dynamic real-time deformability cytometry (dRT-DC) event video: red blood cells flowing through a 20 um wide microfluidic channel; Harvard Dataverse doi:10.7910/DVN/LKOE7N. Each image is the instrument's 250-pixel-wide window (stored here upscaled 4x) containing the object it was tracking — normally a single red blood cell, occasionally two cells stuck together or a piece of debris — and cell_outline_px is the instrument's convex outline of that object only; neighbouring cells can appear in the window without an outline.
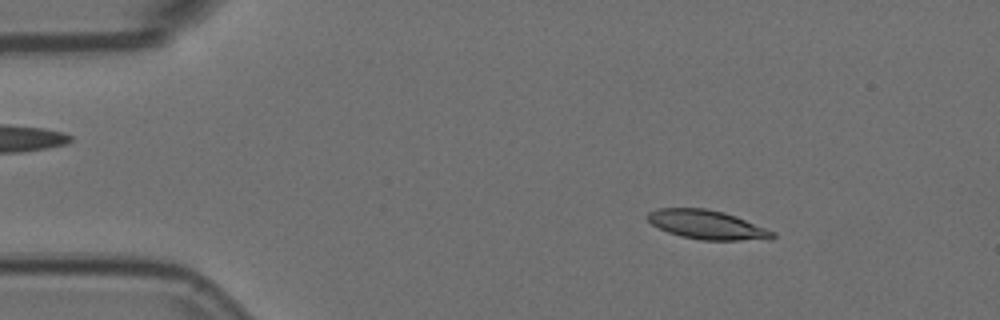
{"species": "Egyptian fruit bat (a non-hibernating species)", "species_latin": "Rousettus aegyptiacus", "temperature_condition": "room temperature", "stored_images_in_passage": 56, "camera_frame_rate_fps": 3000, "um_per_image_px": 0.085, "animal": {"sex": "female"}, "frame": {"image": 1, "passage_image": 8, "time_ms": 2.333, "image_size_px": [1000, 320], "cell_outline_px": [[776, 236], [772, 240], [700, 240], [680, 236], [668, 232], [652, 224], [648, 220], [648, 212], [656, 208], [704, 208], [724, 212], [736, 216], [776, 232]], "centroid_in_image_um": [60.15, 19.11], "position_along_channel_um": 24.9, "area_um2": 21.27}}
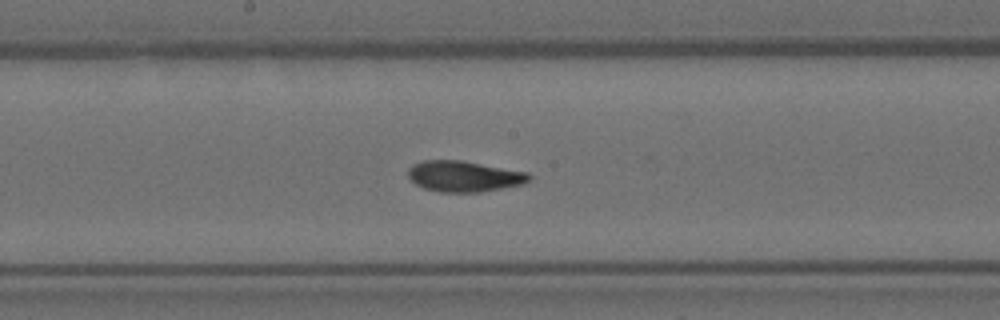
{"frame": {"image": 2, "passage_image": 29, "time_ms": 9.333, "image_size_px": [1000, 320], "cell_outline_px": [[532, 176], [524, 184], [480, 192], [440, 192], [424, 188], [416, 184], [408, 176], [408, 168], [412, 164], [424, 160], [464, 160], [528, 172]], "centroid_in_image_um": [39.45, 14.97], "position_along_channel_um": 208.8, "area_um2": 21.91}}
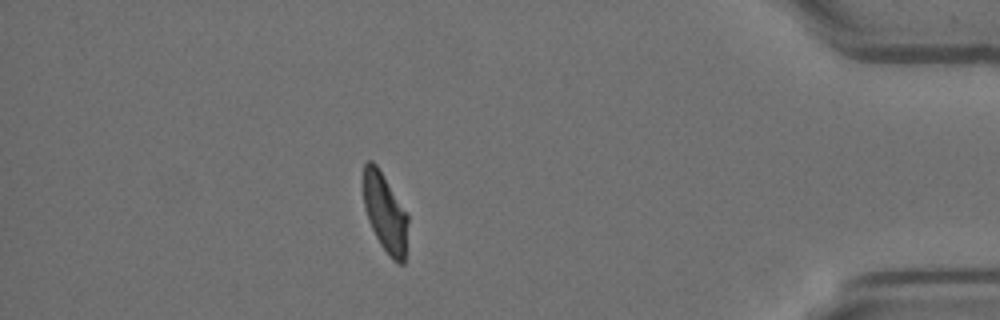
{"frame": {"image": 3, "passage_image": 49, "time_ms": 16.0, "image_size_px": [1000, 320], "cell_outline_px": [[408, 220], [404, 264], [400, 264], [392, 260], [380, 244], [368, 220], [364, 204], [360, 180], [364, 164], [368, 160], [372, 160], [376, 164], [408, 216]], "centroid_in_image_um": [32.68, 18.05], "position_along_channel_um": 402.5, "area_um2": 20.52}, "authors_computed_cell_mechanics": {"area_um2": 21.2415, "velocity_mm_per_s": 3.5825, "shape_relaxation_time_tau1_ms": 4.128, "shape_relaxation_time_tau2_ms": 1.6203, "deformation_change_tau1": 0.1799, "deformation_change_tau2": 0.088}}